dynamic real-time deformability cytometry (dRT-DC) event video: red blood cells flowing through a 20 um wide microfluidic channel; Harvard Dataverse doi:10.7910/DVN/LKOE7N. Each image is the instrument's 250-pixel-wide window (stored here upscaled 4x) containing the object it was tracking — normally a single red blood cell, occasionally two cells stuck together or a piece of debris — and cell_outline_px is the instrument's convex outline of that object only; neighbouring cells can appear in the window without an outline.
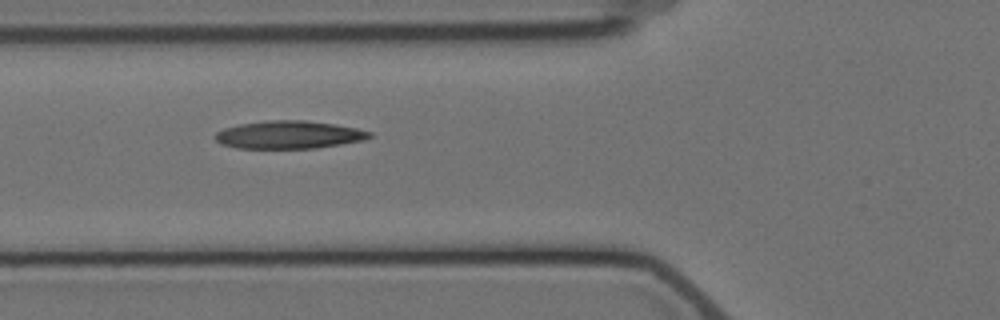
{"species": "Egyptian fruit bat (a non-hibernating species)", "species_latin": "Rousettus aegyptiacus", "temperature_condition": "cold", "stored_images_in_passage": 4, "camera_frame_rate_fps": 3000, "um_per_image_px": 0.085, "animal": {"sex": "female"}, "frame": {"image": 1, "passage_image": 3, "time_ms": 2.333, "image_size_px": [1000, 320], "cell_outline_px": [[372, 136], [364, 140], [316, 148], [236, 148], [220, 144], [212, 136], [216, 132], [224, 128], [240, 124], [268, 120], [304, 120], [332, 124], [356, 128], [372, 132]], "centroid_in_image_um": [24.52, 11.46], "position_along_channel_um": 101.3, "area_um2": 25.03}}
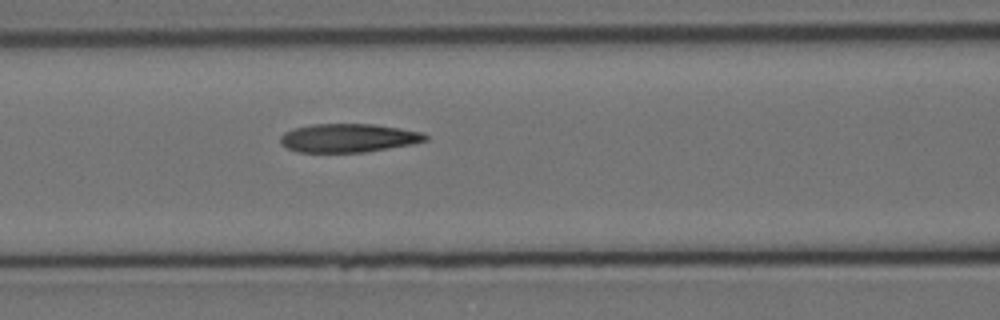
{"frame": {"image": 2, "passage_image": 4, "time_ms": 3.333, "image_size_px": [1000, 320], "cell_outline_px": [[428, 140], [412, 144], [364, 152], [296, 152], [280, 144], [280, 136], [284, 132], [292, 128], [312, 124], [372, 124], [400, 128], [424, 132], [428, 136]], "centroid_in_image_um": [29.6, 11.72], "position_along_channel_um": 137.0, "area_um2": 24.28}}